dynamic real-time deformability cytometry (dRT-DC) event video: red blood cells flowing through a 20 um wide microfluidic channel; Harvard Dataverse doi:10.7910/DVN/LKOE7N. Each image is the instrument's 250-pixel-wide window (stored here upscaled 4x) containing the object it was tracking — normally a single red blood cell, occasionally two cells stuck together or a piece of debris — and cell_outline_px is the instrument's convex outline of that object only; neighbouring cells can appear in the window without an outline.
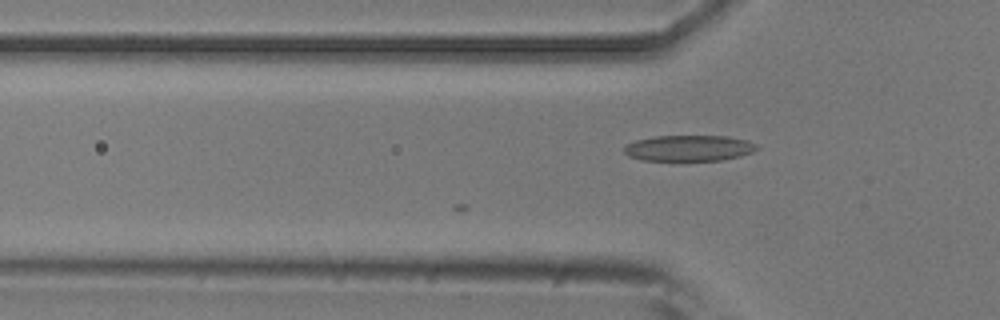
{"species": "common noctule bat (a hibernating species)", "species_latin": "Nyctalus noctula", "temperature_condition": "room temperature", "stored_images_in_passage": 4, "camera_frame_rate_fps": 3000, "um_per_image_px": 0.085, "animal": {"sex": "male", "body_mass_g": 20.5, "forearm_length_mm": 52.5}, "frame": {"image": 1, "passage_image": 4, "time_ms": 1.0, "image_size_px": [1000, 320], "cell_outline_px": [[760, 148], [752, 152], [740, 156], [720, 160], [640, 160], [628, 156], [624, 152], [624, 148], [628, 144], [636, 140], [656, 136], [728, 136], [748, 140], [756, 144]], "centroid_in_image_um": [58.58, 12.59], "position_along_channel_um": 67.2, "area_um2": 20.0}}